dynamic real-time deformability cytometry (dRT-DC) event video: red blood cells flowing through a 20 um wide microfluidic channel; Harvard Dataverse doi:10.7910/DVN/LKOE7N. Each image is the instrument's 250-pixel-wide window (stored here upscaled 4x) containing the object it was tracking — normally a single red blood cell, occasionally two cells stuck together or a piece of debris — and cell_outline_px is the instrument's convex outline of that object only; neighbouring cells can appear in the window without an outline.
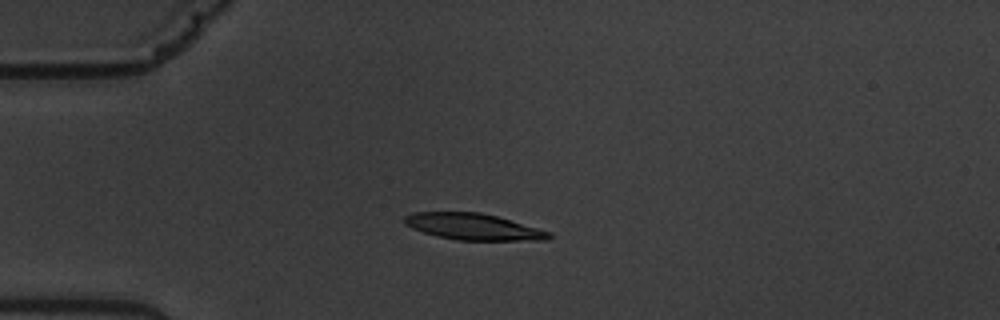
{"species": "common noctule bat (a hibernating species)", "species_latin": "Nyctalus noctula", "temperature_condition": "warm", "stored_images_in_passage": 8, "camera_frame_rate_fps": 3000, "um_per_image_px": 0.085, "animal": {"sex": "male", "body_mass_g": 19.5, "forearm_length_mm": 54.6}, "frame": {"image": 1, "passage_image": 3, "time_ms": 4.0, "image_size_px": [1000, 320], "cell_outline_px": [[552, 236], [548, 240], [456, 240], [436, 236], [412, 228], [404, 224], [404, 216], [412, 212], [480, 212], [496, 216], [552, 232]], "centroid_in_image_um": [40.22, 19.27], "position_along_channel_um": 44.8, "area_um2": 22.2}}
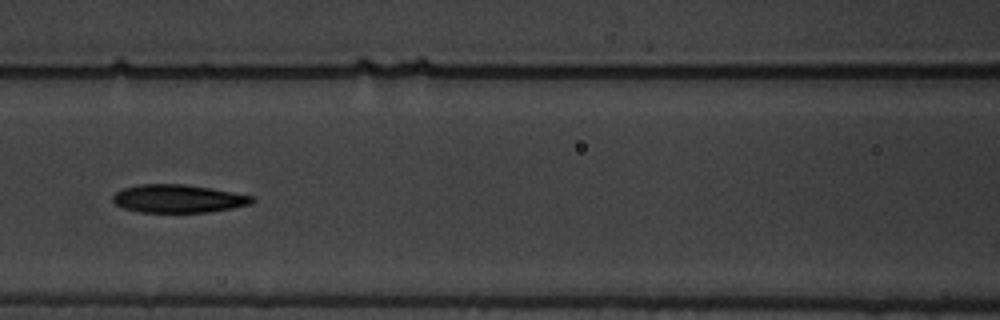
{"frame": {"image": 2, "passage_image": 6, "time_ms": 7.667, "image_size_px": [1000, 320], "cell_outline_px": [[256, 200], [252, 204], [232, 208], [208, 212], [140, 212], [124, 208], [116, 204], [112, 200], [112, 196], [116, 192], [124, 188], [140, 184], [184, 184], [212, 188], [252, 196]], "centroid_in_image_um": [15.16, 16.88], "position_along_channel_um": 151.4, "area_um2": 22.77}}
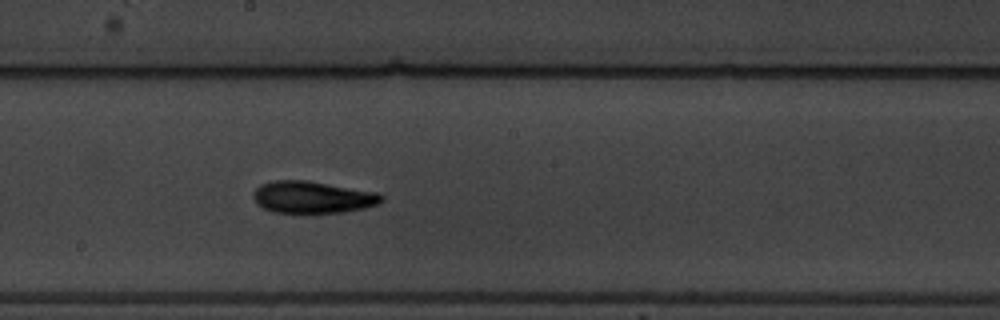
{"frame": {"image": 3, "passage_image": 8, "time_ms": 9.667, "image_size_px": [1000, 320], "cell_outline_px": [[384, 200], [380, 204], [364, 208], [344, 212], [308, 216], [272, 212], [256, 204], [252, 196], [252, 192], [260, 184], [272, 180], [308, 180], [380, 192], [384, 196]], "centroid_in_image_um": [26.57, 16.8], "position_along_channel_um": 221.6, "area_um2": 25.32}}